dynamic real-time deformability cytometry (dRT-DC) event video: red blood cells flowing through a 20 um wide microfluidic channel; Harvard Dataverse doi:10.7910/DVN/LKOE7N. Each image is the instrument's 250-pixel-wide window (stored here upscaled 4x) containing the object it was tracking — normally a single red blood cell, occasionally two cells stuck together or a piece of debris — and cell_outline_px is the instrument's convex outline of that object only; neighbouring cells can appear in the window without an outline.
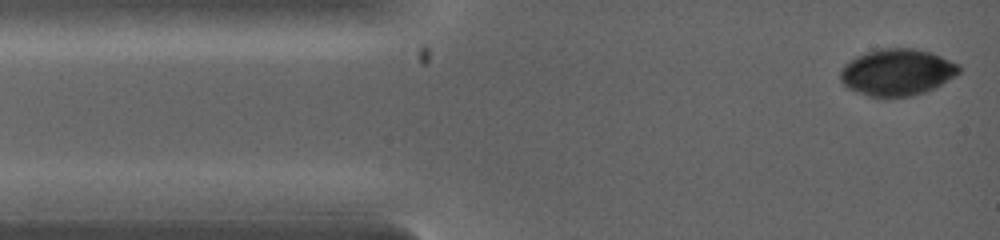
{"species": "common noctule bat (a hibernating species)", "species_latin": "Nyctalus noctula", "temperature_condition": "warm", "stored_images_in_passage": 1, "camera_frame_rate_fps": 5000, "um_per_image_px": 0.085, "animal": {"sex": "female", "body_mass_g": 19.0, "forearm_length_mm": 53.3}, "frame": {"image": 1, "passage_image": 1, "time_ms": 0.0, "image_size_px": [1000, 240], "cell_outline_px": [[604, 184], [600, 196], [540, 196], [540, 176], [548, 132], [556, 128], [568, 132], [596, 148], [604, 180]], "centroid_in_image_um": [48.45, 14.2], "position_along_channel_um": 36.5, "area_um2": 24.97}}